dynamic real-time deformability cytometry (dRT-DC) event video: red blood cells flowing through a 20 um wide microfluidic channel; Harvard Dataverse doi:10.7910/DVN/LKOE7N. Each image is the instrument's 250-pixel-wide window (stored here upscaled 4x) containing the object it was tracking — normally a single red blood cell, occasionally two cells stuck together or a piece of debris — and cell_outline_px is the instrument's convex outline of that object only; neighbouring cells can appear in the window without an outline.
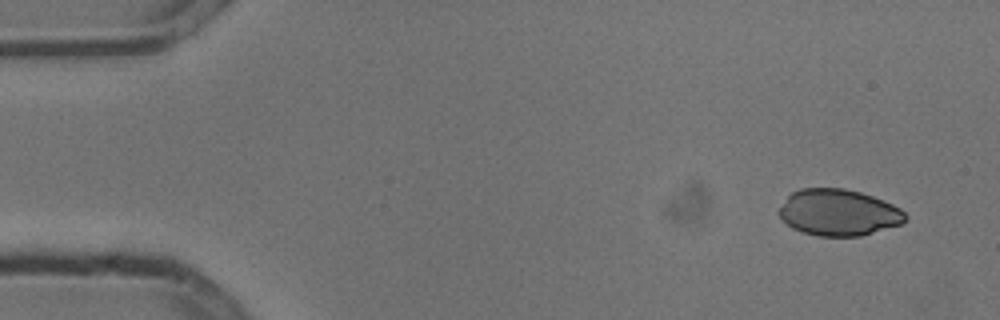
{"species": "common noctule bat (a hibernating species)", "species_latin": "Nyctalus noctula", "temperature_condition": "cold", "stored_images_in_passage": 4, "camera_frame_rate_fps": 3000, "um_per_image_px": 0.085, "animal": {"sex": "male", "body_mass_g": 13.3}, "frame": {"image": 1, "passage_image": 1, "time_ms": 0.0, "image_size_px": [1000, 320], "cell_outline_px": [[908, 220], [900, 224], [860, 236], [820, 236], [804, 232], [792, 228], [776, 212], [788, 196], [792, 192], [800, 188], [844, 188], [860, 192], [884, 200], [900, 208], [908, 216]], "centroid_in_image_um": [71.28, 18.05], "position_along_channel_um": 13.7, "area_um2": 34.1}}